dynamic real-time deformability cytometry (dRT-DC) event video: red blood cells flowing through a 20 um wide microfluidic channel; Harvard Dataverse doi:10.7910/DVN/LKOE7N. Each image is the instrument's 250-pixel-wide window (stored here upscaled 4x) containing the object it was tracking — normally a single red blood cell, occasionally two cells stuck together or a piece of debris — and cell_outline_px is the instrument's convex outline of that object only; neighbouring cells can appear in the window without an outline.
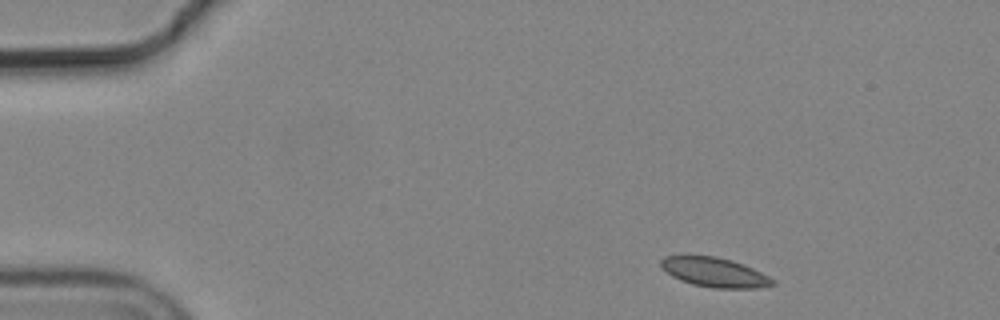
{"species": "common noctule bat (a hibernating species)", "species_latin": "Nyctalus noctula", "temperature_condition": "cold", "stored_images_in_passage": 9, "camera_frame_rate_fps": 3000, "um_per_image_px": 0.085, "animal": {"sex": "male", "body_mass_g": 19.2, "forearm_length_mm": 51.8}, "frame": {"image": 1, "passage_image": 1, "time_ms": 0.0, "image_size_px": [1000, 320], "cell_outline_px": [[776, 284], [756, 288], [712, 288], [692, 284], [680, 280], [672, 276], [660, 268], [660, 260], [664, 256], [716, 256], [732, 260], [744, 264], [776, 280]], "centroid_in_image_um": [60.72, 23.15], "position_along_channel_um": 24.3, "area_um2": 19.25}}
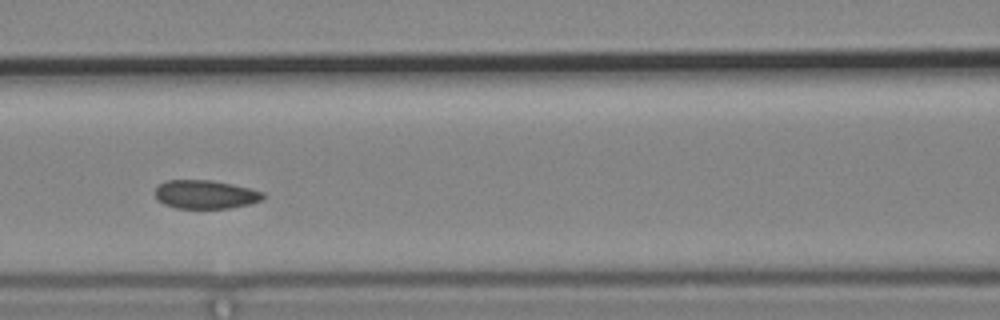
{"frame": {"image": 2, "passage_image": 6, "time_ms": 1.667, "image_size_px": [1000, 320], "cell_outline_px": [[268, 196], [264, 200], [248, 204], [228, 208], [176, 208], [164, 204], [156, 200], [156, 188], [160, 184], [168, 180], [212, 180], [232, 184], [264, 192]], "centroid_in_image_um": [17.49, 16.53], "position_along_channel_um": 149.1, "area_um2": 18.03}}
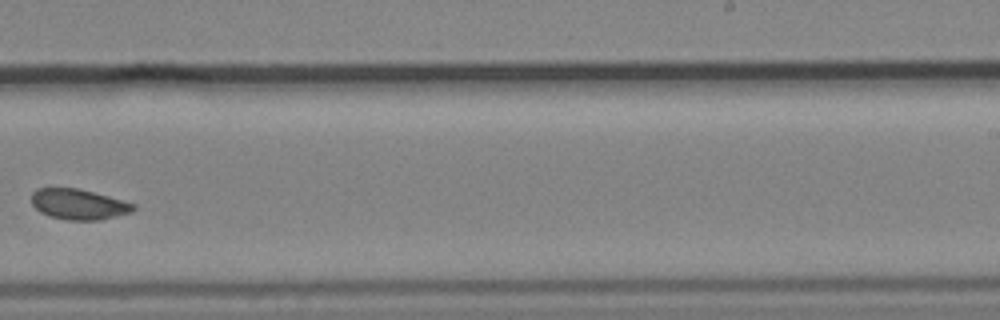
{"frame": {"image": 3, "passage_image": 9, "time_ms": 2.667, "image_size_px": [1000, 320], "cell_outline_px": [[136, 208], [132, 212], [100, 220], [68, 220], [48, 216], [40, 212], [32, 204], [32, 192], [36, 188], [80, 188], [136, 204]], "centroid_in_image_um": [6.68, 17.36], "position_along_channel_um": 282.3, "area_um2": 18.21}}